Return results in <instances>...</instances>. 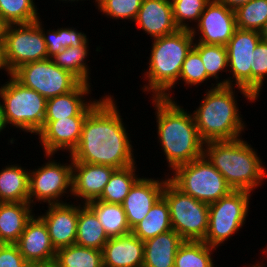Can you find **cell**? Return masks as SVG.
<instances>
[{"label":"cell","instance_id":"cell-1","mask_svg":"<svg viewBox=\"0 0 267 267\" xmlns=\"http://www.w3.org/2000/svg\"><path fill=\"white\" fill-rule=\"evenodd\" d=\"M114 95L105 97L84 120L78 146L70 154L72 162L122 169L137 164L134 146ZM126 127H125V126Z\"/></svg>","mask_w":267,"mask_h":267},{"label":"cell","instance_id":"cell-2","mask_svg":"<svg viewBox=\"0 0 267 267\" xmlns=\"http://www.w3.org/2000/svg\"><path fill=\"white\" fill-rule=\"evenodd\" d=\"M155 110L157 139L169 171L203 156L204 142L194 116L176 100L150 97Z\"/></svg>","mask_w":267,"mask_h":267},{"label":"cell","instance_id":"cell-3","mask_svg":"<svg viewBox=\"0 0 267 267\" xmlns=\"http://www.w3.org/2000/svg\"><path fill=\"white\" fill-rule=\"evenodd\" d=\"M211 85L204 91L200 105L192 112L199 137L204 143L241 138L246 121L240 114L236 90L250 103L257 99L246 89Z\"/></svg>","mask_w":267,"mask_h":267},{"label":"cell","instance_id":"cell-4","mask_svg":"<svg viewBox=\"0 0 267 267\" xmlns=\"http://www.w3.org/2000/svg\"><path fill=\"white\" fill-rule=\"evenodd\" d=\"M191 30L178 29L176 32L152 40L148 67L142 79L146 84L141 88L149 97H164L175 100L173 89L179 80L182 65L194 46ZM152 93V94H151Z\"/></svg>","mask_w":267,"mask_h":267},{"label":"cell","instance_id":"cell-5","mask_svg":"<svg viewBox=\"0 0 267 267\" xmlns=\"http://www.w3.org/2000/svg\"><path fill=\"white\" fill-rule=\"evenodd\" d=\"M244 138L204 143L203 155L223 175L233 190L249 191L262 186L267 168L257 150Z\"/></svg>","mask_w":267,"mask_h":267},{"label":"cell","instance_id":"cell-6","mask_svg":"<svg viewBox=\"0 0 267 267\" xmlns=\"http://www.w3.org/2000/svg\"><path fill=\"white\" fill-rule=\"evenodd\" d=\"M0 84V98L6 123L22 132L36 135L42 130L47 99L20 83L12 74Z\"/></svg>","mask_w":267,"mask_h":267},{"label":"cell","instance_id":"cell-7","mask_svg":"<svg viewBox=\"0 0 267 267\" xmlns=\"http://www.w3.org/2000/svg\"><path fill=\"white\" fill-rule=\"evenodd\" d=\"M171 175L168 174L169 180L178 189L208 205L227 196L233 190L204 155L177 166Z\"/></svg>","mask_w":267,"mask_h":267},{"label":"cell","instance_id":"cell-8","mask_svg":"<svg viewBox=\"0 0 267 267\" xmlns=\"http://www.w3.org/2000/svg\"><path fill=\"white\" fill-rule=\"evenodd\" d=\"M251 192L232 190L227 196L209 204L208 231L203 240L218 249L240 231L250 212Z\"/></svg>","mask_w":267,"mask_h":267},{"label":"cell","instance_id":"cell-9","mask_svg":"<svg viewBox=\"0 0 267 267\" xmlns=\"http://www.w3.org/2000/svg\"><path fill=\"white\" fill-rule=\"evenodd\" d=\"M162 196L169 205L172 229L184 241H203L208 231L209 205L183 193L169 179Z\"/></svg>","mask_w":267,"mask_h":267},{"label":"cell","instance_id":"cell-10","mask_svg":"<svg viewBox=\"0 0 267 267\" xmlns=\"http://www.w3.org/2000/svg\"><path fill=\"white\" fill-rule=\"evenodd\" d=\"M44 156L46 160L48 158L46 163L37 169H29V203L32 206L36 202L47 205L66 203L72 196V158L69 154V163H61L54 159L55 154Z\"/></svg>","mask_w":267,"mask_h":267},{"label":"cell","instance_id":"cell-11","mask_svg":"<svg viewBox=\"0 0 267 267\" xmlns=\"http://www.w3.org/2000/svg\"><path fill=\"white\" fill-rule=\"evenodd\" d=\"M12 75L46 99L68 93L80 83L74 75L49 58L23 64Z\"/></svg>","mask_w":267,"mask_h":267},{"label":"cell","instance_id":"cell-12","mask_svg":"<svg viewBox=\"0 0 267 267\" xmlns=\"http://www.w3.org/2000/svg\"><path fill=\"white\" fill-rule=\"evenodd\" d=\"M4 58L11 74L23 64L47 59L39 19L29 24H9L4 41Z\"/></svg>","mask_w":267,"mask_h":267},{"label":"cell","instance_id":"cell-13","mask_svg":"<svg viewBox=\"0 0 267 267\" xmlns=\"http://www.w3.org/2000/svg\"><path fill=\"white\" fill-rule=\"evenodd\" d=\"M261 35L255 30L237 28L226 45L228 54V73L231 76L222 80L221 86L246 89L251 93L252 54Z\"/></svg>","mask_w":267,"mask_h":267},{"label":"cell","instance_id":"cell-14","mask_svg":"<svg viewBox=\"0 0 267 267\" xmlns=\"http://www.w3.org/2000/svg\"><path fill=\"white\" fill-rule=\"evenodd\" d=\"M93 99L77 116L56 121H44L42 130L37 134L44 154H57L60 150L68 155L78 146L82 126L89 112L104 98Z\"/></svg>","mask_w":267,"mask_h":267},{"label":"cell","instance_id":"cell-15","mask_svg":"<svg viewBox=\"0 0 267 267\" xmlns=\"http://www.w3.org/2000/svg\"><path fill=\"white\" fill-rule=\"evenodd\" d=\"M236 29L235 11L210 0L191 32L195 43L226 46Z\"/></svg>","mask_w":267,"mask_h":267},{"label":"cell","instance_id":"cell-16","mask_svg":"<svg viewBox=\"0 0 267 267\" xmlns=\"http://www.w3.org/2000/svg\"><path fill=\"white\" fill-rule=\"evenodd\" d=\"M16 245L30 265H53L56 250L53 247L46 223L39 215H33L26 224Z\"/></svg>","mask_w":267,"mask_h":267},{"label":"cell","instance_id":"cell-17","mask_svg":"<svg viewBox=\"0 0 267 267\" xmlns=\"http://www.w3.org/2000/svg\"><path fill=\"white\" fill-rule=\"evenodd\" d=\"M115 170V168L106 165L72 162L73 197L71 199H76L74 202L78 203L79 201L81 204L97 200Z\"/></svg>","mask_w":267,"mask_h":267},{"label":"cell","instance_id":"cell-18","mask_svg":"<svg viewBox=\"0 0 267 267\" xmlns=\"http://www.w3.org/2000/svg\"><path fill=\"white\" fill-rule=\"evenodd\" d=\"M142 176L131 188L121 204L132 230L148 214L155 202L162 196L165 182L169 179Z\"/></svg>","mask_w":267,"mask_h":267},{"label":"cell","instance_id":"cell-19","mask_svg":"<svg viewBox=\"0 0 267 267\" xmlns=\"http://www.w3.org/2000/svg\"><path fill=\"white\" fill-rule=\"evenodd\" d=\"M39 216L46 223L55 250L74 245L78 223V203L49 204Z\"/></svg>","mask_w":267,"mask_h":267},{"label":"cell","instance_id":"cell-20","mask_svg":"<svg viewBox=\"0 0 267 267\" xmlns=\"http://www.w3.org/2000/svg\"><path fill=\"white\" fill-rule=\"evenodd\" d=\"M134 23L152 40L179 29L173 19L171 0H143Z\"/></svg>","mask_w":267,"mask_h":267},{"label":"cell","instance_id":"cell-21","mask_svg":"<svg viewBox=\"0 0 267 267\" xmlns=\"http://www.w3.org/2000/svg\"><path fill=\"white\" fill-rule=\"evenodd\" d=\"M102 252L105 267H143L144 241L132 232L109 238Z\"/></svg>","mask_w":267,"mask_h":267},{"label":"cell","instance_id":"cell-22","mask_svg":"<svg viewBox=\"0 0 267 267\" xmlns=\"http://www.w3.org/2000/svg\"><path fill=\"white\" fill-rule=\"evenodd\" d=\"M29 202H2L0 204V244H16L26 224L35 214Z\"/></svg>","mask_w":267,"mask_h":267},{"label":"cell","instance_id":"cell-23","mask_svg":"<svg viewBox=\"0 0 267 267\" xmlns=\"http://www.w3.org/2000/svg\"><path fill=\"white\" fill-rule=\"evenodd\" d=\"M92 84L79 83L72 91L47 99L44 121H56L77 116L91 101ZM86 96V97H85Z\"/></svg>","mask_w":267,"mask_h":267},{"label":"cell","instance_id":"cell-24","mask_svg":"<svg viewBox=\"0 0 267 267\" xmlns=\"http://www.w3.org/2000/svg\"><path fill=\"white\" fill-rule=\"evenodd\" d=\"M184 242L175 230L144 241L143 267H174L176 252Z\"/></svg>","mask_w":267,"mask_h":267},{"label":"cell","instance_id":"cell-25","mask_svg":"<svg viewBox=\"0 0 267 267\" xmlns=\"http://www.w3.org/2000/svg\"><path fill=\"white\" fill-rule=\"evenodd\" d=\"M0 201L29 202V170L20 164H7L0 170Z\"/></svg>","mask_w":267,"mask_h":267},{"label":"cell","instance_id":"cell-26","mask_svg":"<svg viewBox=\"0 0 267 267\" xmlns=\"http://www.w3.org/2000/svg\"><path fill=\"white\" fill-rule=\"evenodd\" d=\"M108 239L95 212L87 204L78 202V223L75 244L82 247L103 250Z\"/></svg>","mask_w":267,"mask_h":267},{"label":"cell","instance_id":"cell-27","mask_svg":"<svg viewBox=\"0 0 267 267\" xmlns=\"http://www.w3.org/2000/svg\"><path fill=\"white\" fill-rule=\"evenodd\" d=\"M87 205L97 215L108 238L123 236L131 233L125 211L121 204L93 200Z\"/></svg>","mask_w":267,"mask_h":267},{"label":"cell","instance_id":"cell-28","mask_svg":"<svg viewBox=\"0 0 267 267\" xmlns=\"http://www.w3.org/2000/svg\"><path fill=\"white\" fill-rule=\"evenodd\" d=\"M169 230H172L169 205L161 196L131 232L142 241H146Z\"/></svg>","mask_w":267,"mask_h":267},{"label":"cell","instance_id":"cell-29","mask_svg":"<svg viewBox=\"0 0 267 267\" xmlns=\"http://www.w3.org/2000/svg\"><path fill=\"white\" fill-rule=\"evenodd\" d=\"M89 40L79 47H67L56 54L51 60L63 70L70 72L81 83H90V67L87 64Z\"/></svg>","mask_w":267,"mask_h":267},{"label":"cell","instance_id":"cell-30","mask_svg":"<svg viewBox=\"0 0 267 267\" xmlns=\"http://www.w3.org/2000/svg\"><path fill=\"white\" fill-rule=\"evenodd\" d=\"M136 170H138L136 164L116 169L97 200L122 204L133 185L141 178L139 173L137 175Z\"/></svg>","mask_w":267,"mask_h":267},{"label":"cell","instance_id":"cell-31","mask_svg":"<svg viewBox=\"0 0 267 267\" xmlns=\"http://www.w3.org/2000/svg\"><path fill=\"white\" fill-rule=\"evenodd\" d=\"M215 251L217 248L204 241H184L176 252L174 267H216Z\"/></svg>","mask_w":267,"mask_h":267},{"label":"cell","instance_id":"cell-32","mask_svg":"<svg viewBox=\"0 0 267 267\" xmlns=\"http://www.w3.org/2000/svg\"><path fill=\"white\" fill-rule=\"evenodd\" d=\"M103 252L76 244L58 249L53 267H102Z\"/></svg>","mask_w":267,"mask_h":267},{"label":"cell","instance_id":"cell-33","mask_svg":"<svg viewBox=\"0 0 267 267\" xmlns=\"http://www.w3.org/2000/svg\"><path fill=\"white\" fill-rule=\"evenodd\" d=\"M193 48L199 53L207 75L215 80L214 86H221L219 74L228 72V54L224 45L194 43Z\"/></svg>","mask_w":267,"mask_h":267},{"label":"cell","instance_id":"cell-34","mask_svg":"<svg viewBox=\"0 0 267 267\" xmlns=\"http://www.w3.org/2000/svg\"><path fill=\"white\" fill-rule=\"evenodd\" d=\"M34 0H0V16L8 24H29L40 18Z\"/></svg>","mask_w":267,"mask_h":267},{"label":"cell","instance_id":"cell-35","mask_svg":"<svg viewBox=\"0 0 267 267\" xmlns=\"http://www.w3.org/2000/svg\"><path fill=\"white\" fill-rule=\"evenodd\" d=\"M234 11L237 28L260 32L267 20V0H251Z\"/></svg>","mask_w":267,"mask_h":267},{"label":"cell","instance_id":"cell-36","mask_svg":"<svg viewBox=\"0 0 267 267\" xmlns=\"http://www.w3.org/2000/svg\"><path fill=\"white\" fill-rule=\"evenodd\" d=\"M209 1L210 0H171L173 19L176 26L179 29H193Z\"/></svg>","mask_w":267,"mask_h":267},{"label":"cell","instance_id":"cell-37","mask_svg":"<svg viewBox=\"0 0 267 267\" xmlns=\"http://www.w3.org/2000/svg\"><path fill=\"white\" fill-rule=\"evenodd\" d=\"M143 0H96L95 6L107 18L134 22ZM98 6V7H97Z\"/></svg>","mask_w":267,"mask_h":267},{"label":"cell","instance_id":"cell-38","mask_svg":"<svg viewBox=\"0 0 267 267\" xmlns=\"http://www.w3.org/2000/svg\"><path fill=\"white\" fill-rule=\"evenodd\" d=\"M210 79L199 53L192 48L183 62L179 80L175 85L180 84L179 82L182 81L185 88H191L192 86L197 88L201 86L202 83L204 84V82L207 84V81Z\"/></svg>","mask_w":267,"mask_h":267},{"label":"cell","instance_id":"cell-39","mask_svg":"<svg viewBox=\"0 0 267 267\" xmlns=\"http://www.w3.org/2000/svg\"><path fill=\"white\" fill-rule=\"evenodd\" d=\"M267 78V41L260 40L252 54L251 94L260 98L265 79Z\"/></svg>","mask_w":267,"mask_h":267},{"label":"cell","instance_id":"cell-40","mask_svg":"<svg viewBox=\"0 0 267 267\" xmlns=\"http://www.w3.org/2000/svg\"><path fill=\"white\" fill-rule=\"evenodd\" d=\"M16 244H0V267H29Z\"/></svg>","mask_w":267,"mask_h":267},{"label":"cell","instance_id":"cell-41","mask_svg":"<svg viewBox=\"0 0 267 267\" xmlns=\"http://www.w3.org/2000/svg\"><path fill=\"white\" fill-rule=\"evenodd\" d=\"M57 32L61 36L63 49L70 46L79 47L89 39L84 32L78 31V29L74 27H60L57 28Z\"/></svg>","mask_w":267,"mask_h":267},{"label":"cell","instance_id":"cell-42","mask_svg":"<svg viewBox=\"0 0 267 267\" xmlns=\"http://www.w3.org/2000/svg\"><path fill=\"white\" fill-rule=\"evenodd\" d=\"M39 28L42 30V34L46 43L47 58L51 59L63 50L61 36L57 32V29H45L41 17L39 18Z\"/></svg>","mask_w":267,"mask_h":267},{"label":"cell","instance_id":"cell-43","mask_svg":"<svg viewBox=\"0 0 267 267\" xmlns=\"http://www.w3.org/2000/svg\"><path fill=\"white\" fill-rule=\"evenodd\" d=\"M231 10H236L238 7L247 4L251 0H216Z\"/></svg>","mask_w":267,"mask_h":267},{"label":"cell","instance_id":"cell-44","mask_svg":"<svg viewBox=\"0 0 267 267\" xmlns=\"http://www.w3.org/2000/svg\"><path fill=\"white\" fill-rule=\"evenodd\" d=\"M0 70H4L7 73V77L11 75L4 58V43H0Z\"/></svg>","mask_w":267,"mask_h":267},{"label":"cell","instance_id":"cell-45","mask_svg":"<svg viewBox=\"0 0 267 267\" xmlns=\"http://www.w3.org/2000/svg\"><path fill=\"white\" fill-rule=\"evenodd\" d=\"M9 24L0 16V43H4Z\"/></svg>","mask_w":267,"mask_h":267},{"label":"cell","instance_id":"cell-46","mask_svg":"<svg viewBox=\"0 0 267 267\" xmlns=\"http://www.w3.org/2000/svg\"><path fill=\"white\" fill-rule=\"evenodd\" d=\"M6 127H8L5 116H4V110H3V104L0 98V134L3 132V130H6Z\"/></svg>","mask_w":267,"mask_h":267},{"label":"cell","instance_id":"cell-47","mask_svg":"<svg viewBox=\"0 0 267 267\" xmlns=\"http://www.w3.org/2000/svg\"><path fill=\"white\" fill-rule=\"evenodd\" d=\"M262 253H264L265 255H267V250H266V248H265V249L263 248ZM266 257H267V256H266ZM261 260H262L261 263H260L259 261H257V263H254V265L251 264V265H248V266H246V267H266V266H265V263H263L265 259L263 258V259H261Z\"/></svg>","mask_w":267,"mask_h":267},{"label":"cell","instance_id":"cell-48","mask_svg":"<svg viewBox=\"0 0 267 267\" xmlns=\"http://www.w3.org/2000/svg\"><path fill=\"white\" fill-rule=\"evenodd\" d=\"M259 33L261 35V39L267 41V20Z\"/></svg>","mask_w":267,"mask_h":267},{"label":"cell","instance_id":"cell-49","mask_svg":"<svg viewBox=\"0 0 267 267\" xmlns=\"http://www.w3.org/2000/svg\"><path fill=\"white\" fill-rule=\"evenodd\" d=\"M55 1H56V0H55ZM58 1H62V2L64 1V3L67 1L66 3H68V2L70 3V2H71V4H72L73 2H74V3H75V2H79V0H58ZM80 1L82 2L83 0H80ZM84 1H86V0H84Z\"/></svg>","mask_w":267,"mask_h":267},{"label":"cell","instance_id":"cell-50","mask_svg":"<svg viewBox=\"0 0 267 267\" xmlns=\"http://www.w3.org/2000/svg\"><path fill=\"white\" fill-rule=\"evenodd\" d=\"M29 267H53V265H30Z\"/></svg>","mask_w":267,"mask_h":267}]
</instances>
